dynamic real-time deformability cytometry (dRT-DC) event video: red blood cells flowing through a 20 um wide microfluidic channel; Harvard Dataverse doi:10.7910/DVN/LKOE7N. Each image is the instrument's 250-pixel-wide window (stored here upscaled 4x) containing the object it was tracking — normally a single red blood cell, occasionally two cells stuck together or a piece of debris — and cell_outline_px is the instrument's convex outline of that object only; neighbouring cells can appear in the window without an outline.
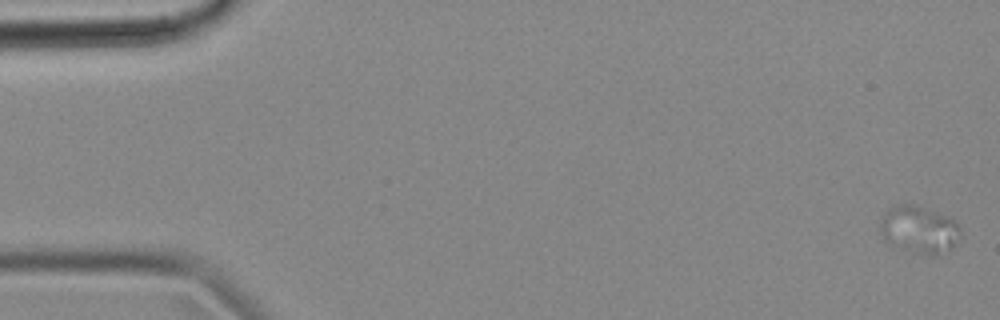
{"species": "common noctule bat (a hibernating species)", "species_latin": "Nyctalus noctula", "temperature_condition": "cold", "stored_images_in_passage": 29, "camera_frame_rate_fps": 3000, "um_per_image_px": 0.085, "animal": {"sex": "female", "body_mass_g": 18.4}, "frame": {"image": 1, "passage_image": 1, "time_ms": 0.0, "image_size_px": [1000, 320], "cell_outline_px": [[960, 236], [948, 248], [936, 256], [928, 256], [904, 248], [884, 240], [880, 232], [880, 228], [884, 216], [888, 208], [908, 204], [944, 216], [952, 220], [960, 228]], "centroid_in_image_um": [78.1, 19.54], "position_along_channel_um": 6.9, "area_um2": 20.92}}
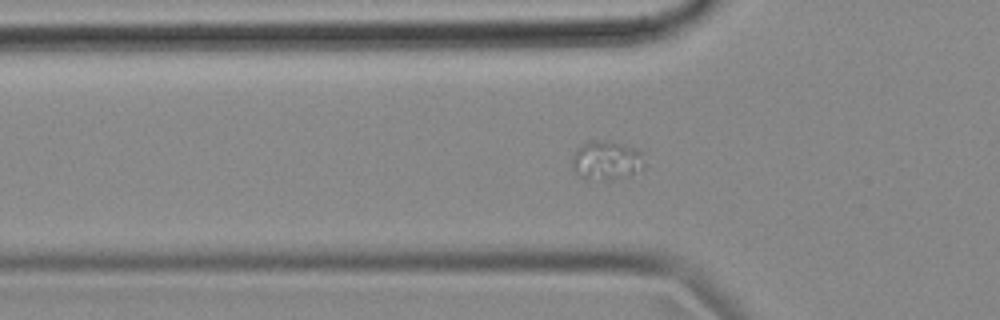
{"frame": {"image": 2, "passage_image": 18, "time_ms": 5.667, "image_size_px": [1000, 320], "cell_outline_px": [[648, 164], [644, 168], [612, 180], [588, 180], [580, 176], [572, 168], [572, 156], [580, 144], [588, 140], [600, 140], [620, 144], [632, 148], [640, 152]], "centroid_in_image_um": [51.51, 13.64], "position_along_channel_um": 74.3, "area_um2": 16.47}}
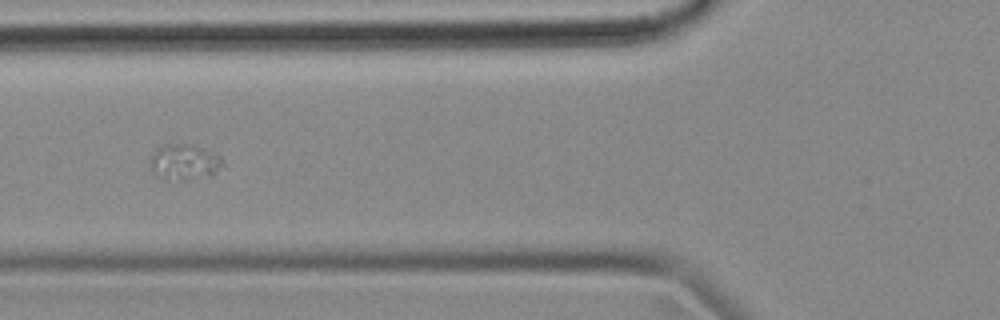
{"frame": {"image": 3, "passage_image": 21, "time_ms": 6.667, "image_size_px": [1000, 320], "cell_outline_px": [[224, 164], [216, 172], [208, 176], [152, 168], [152, 156], [164, 144], [192, 144], [216, 152], [224, 160]], "centroid_in_image_um": [15.91, 13.56], "position_along_channel_um": 109.9, "area_um2": 12.54}}